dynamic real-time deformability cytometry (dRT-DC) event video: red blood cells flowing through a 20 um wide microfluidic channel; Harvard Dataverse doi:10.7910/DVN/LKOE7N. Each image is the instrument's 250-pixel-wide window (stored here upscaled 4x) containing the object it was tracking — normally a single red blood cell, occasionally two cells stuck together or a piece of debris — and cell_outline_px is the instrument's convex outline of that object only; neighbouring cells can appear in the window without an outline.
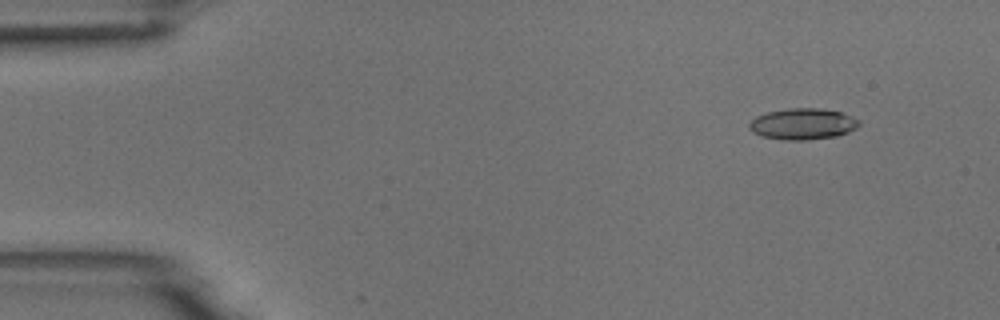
{"species": "common noctule bat (a hibernating species)", "species_latin": "Nyctalus noctula", "temperature_condition": "room temperature", "stored_images_in_passage": 4, "camera_frame_rate_fps": 3000, "um_per_image_px": 0.085, "animal": {"sex": "male", "body_mass_g": 18.8}, "frame": {"image": 1, "passage_image": 2, "time_ms": 1.333, "image_size_px": [1000, 320], "cell_outline_px": [[860, 124], [856, 128], [848, 132], [836, 136], [808, 140], [784, 140], [760, 136], [752, 132], [748, 128], [748, 124], [756, 116], [768, 112], [788, 108], [820, 108], [840, 112], [852, 116], [860, 120]], "centroid_in_image_um": [68.22, 10.54], "position_along_channel_um": 16.8, "area_um2": 20.11}}